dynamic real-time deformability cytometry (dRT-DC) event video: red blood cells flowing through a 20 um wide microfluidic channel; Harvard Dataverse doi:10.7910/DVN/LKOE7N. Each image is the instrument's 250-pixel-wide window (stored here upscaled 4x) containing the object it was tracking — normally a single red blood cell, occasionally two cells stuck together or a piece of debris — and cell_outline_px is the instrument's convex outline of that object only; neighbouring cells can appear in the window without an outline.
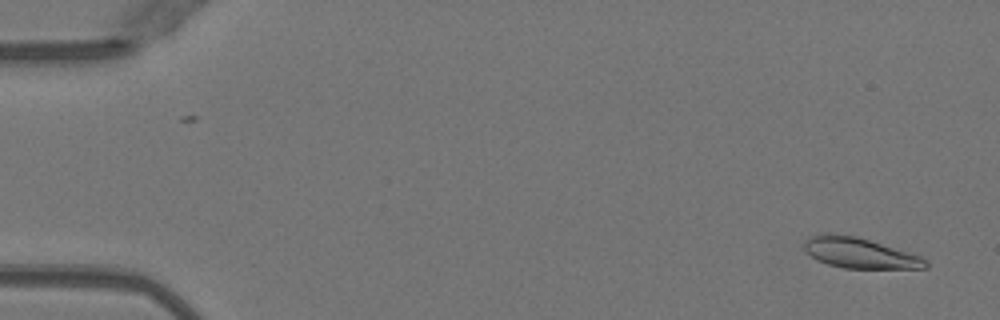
{"species": "Egyptian fruit bat (a non-hibernating species)", "species_latin": "Rousettus aegyptiacus", "temperature_condition": "warm", "stored_images_in_passage": 46, "camera_frame_rate_fps": 3000, "um_per_image_px": 0.085, "animal": {"sex": "female"}, "frame": {"image": 1, "passage_image": 2, "time_ms": 0.333, "image_size_px": [1000, 320], "cell_outline_px": [[928, 268], [844, 268], [828, 264], [816, 260], [804, 248], [804, 244], [808, 236], [828, 232], [856, 236], [920, 256], [928, 260]], "centroid_in_image_um": [73.04, 21.49], "position_along_channel_um": 12.0, "area_um2": 21.39}}
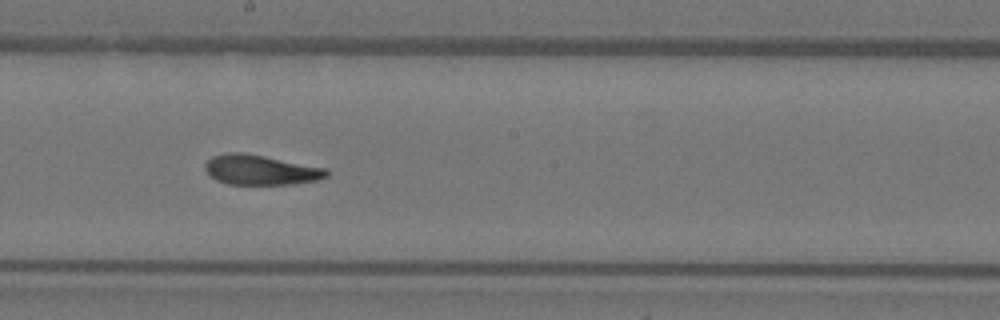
{"frame": {"image": 2, "passage_image": 28, "time_ms": 9.0, "image_size_px": [1000, 320], "cell_outline_px": [[328, 176], [316, 180], [292, 184], [228, 184], [216, 180], [204, 168], [204, 164], [212, 156], [228, 152], [240, 152], [264, 156], [328, 168]], "centroid_in_image_um": [22.15, 14.44], "position_along_channel_um": 226.0, "area_um2": 21.1}}
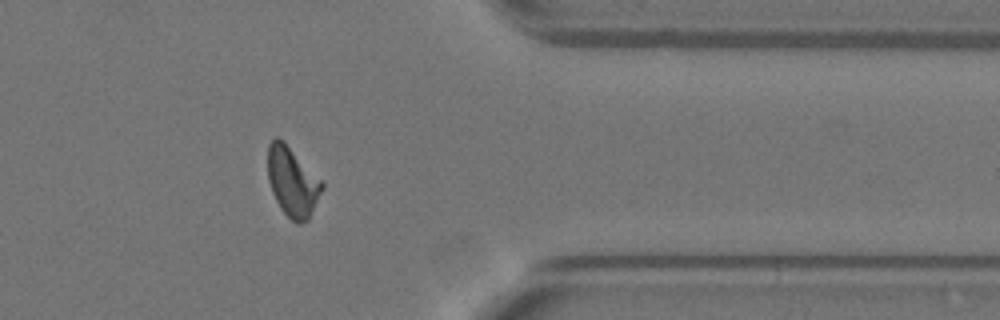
{"frame": {"image": 3, "passage_image": 41, "time_ms": 13.333, "image_size_px": [1000, 320], "cell_outline_px": [[324, 188], [308, 220], [300, 224], [296, 224], [280, 208], [272, 192], [268, 180], [268, 144], [276, 136], [284, 140], [324, 184]], "centroid_in_image_um": [24.85, 15.45], "position_along_channel_um": 386.6, "area_um2": 21.91}}